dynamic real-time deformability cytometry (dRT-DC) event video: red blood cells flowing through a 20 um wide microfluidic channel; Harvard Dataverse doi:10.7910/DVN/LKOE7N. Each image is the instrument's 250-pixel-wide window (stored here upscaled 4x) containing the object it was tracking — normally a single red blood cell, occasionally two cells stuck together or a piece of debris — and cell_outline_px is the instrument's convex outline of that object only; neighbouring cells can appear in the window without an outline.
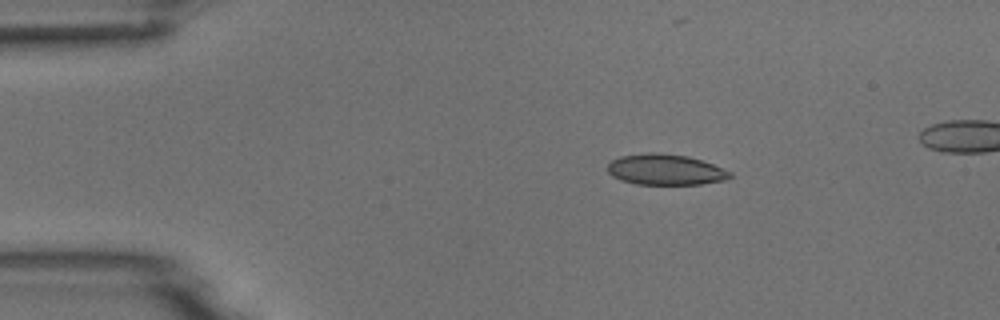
{"species": "common noctule bat (a hibernating species)", "species_latin": "Nyctalus noctula", "temperature_condition": "room temperature", "stored_images_in_passage": 9, "camera_frame_rate_fps": 3000, "um_per_image_px": 0.085, "animal": {"sex": "male", "body_mass_g": 18.8}, "frame": {"image": 1, "passage_image": 1, "time_ms": 0.0, "image_size_px": [1000, 320], "cell_outline_px": [[732, 176], [724, 180], [700, 184], [636, 184], [620, 180], [612, 176], [608, 172], [608, 164], [612, 160], [620, 156], [648, 152], [656, 152], [688, 156], [712, 164], [732, 172]], "centroid_in_image_um": [56.54, 14.41], "position_along_channel_um": 28.5, "area_um2": 21.91}}
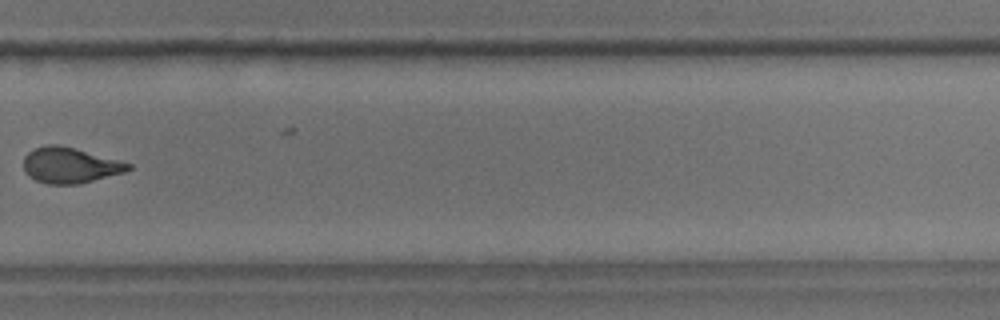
{"frame": {"image": 2, "passage_image": 9, "time_ms": 9.333, "image_size_px": [1000, 320], "cell_outline_px": [[132, 168], [124, 172], [76, 184], [48, 184], [36, 180], [28, 176], [24, 172], [24, 156], [28, 152], [36, 148], [48, 144], [60, 144], [132, 164]], "centroid_in_image_um": [5.9, 14.04], "position_along_channel_um": 323.9, "area_um2": 21.5}}